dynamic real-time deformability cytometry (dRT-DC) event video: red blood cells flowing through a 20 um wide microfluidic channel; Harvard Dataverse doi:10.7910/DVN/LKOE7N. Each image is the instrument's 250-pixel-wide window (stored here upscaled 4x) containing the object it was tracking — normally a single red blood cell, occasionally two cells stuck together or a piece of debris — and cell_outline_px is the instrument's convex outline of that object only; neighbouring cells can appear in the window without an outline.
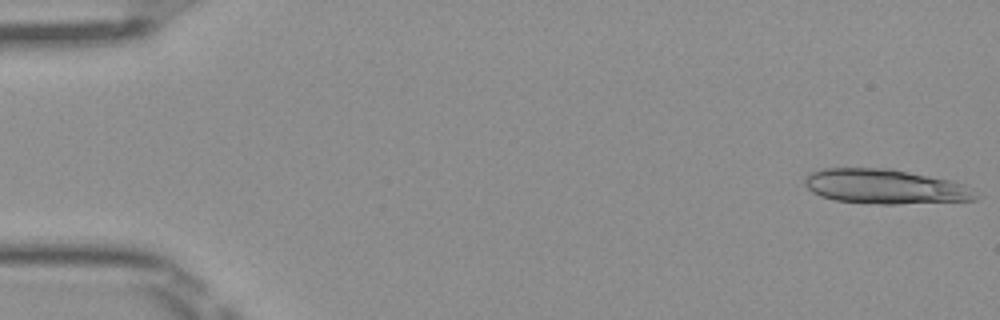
{"species": "Egyptian fruit bat (a non-hibernating species)", "species_latin": "Rousettus aegyptiacus", "temperature_condition": "room temperature", "stored_images_in_passage": 15, "camera_frame_rate_fps": 3000, "um_per_image_px": 0.085, "frame": {"image": 1, "passage_image": 1, "time_ms": 0.0, "image_size_px": [1000, 320], "cell_outline_px": [[976, 200], [896, 204], [880, 204], [836, 200], [820, 196], [812, 192], [804, 184], [804, 180], [812, 172], [820, 168], [892, 168], [952, 180], [964, 184], [976, 196]], "centroid_in_image_um": [75.21, 15.84], "position_along_channel_um": 9.8, "area_um2": 34.45}}